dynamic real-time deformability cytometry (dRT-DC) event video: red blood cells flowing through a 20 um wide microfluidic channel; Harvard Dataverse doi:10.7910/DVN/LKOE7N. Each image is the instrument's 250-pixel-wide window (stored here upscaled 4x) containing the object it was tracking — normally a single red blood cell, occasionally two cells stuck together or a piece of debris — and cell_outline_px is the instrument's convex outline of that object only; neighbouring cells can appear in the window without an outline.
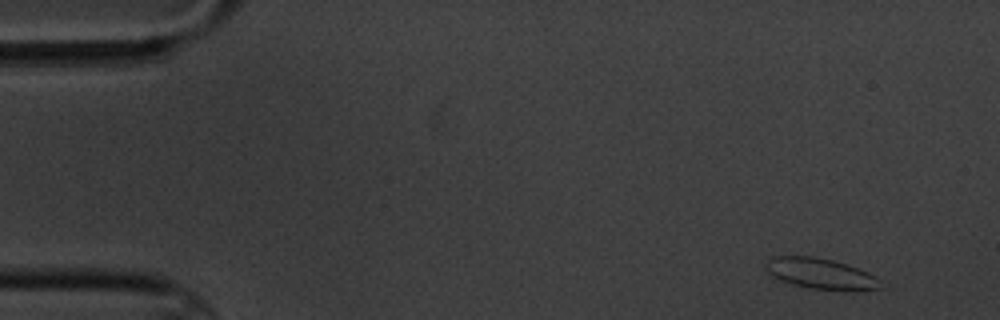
{"species": "common noctule bat (a hibernating species)", "species_latin": "Nyctalus noctula", "temperature_condition": "cold", "stored_images_in_passage": 5, "camera_frame_rate_fps": 3000, "um_per_image_px": 0.085, "animal": {"sex": "male", "body_mass_g": 20.1, "forearm_length_mm": 53.5}, "frame": {"image": 1, "passage_image": 1, "time_ms": 0.0, "image_size_px": [1000, 320], "cell_outline_px": [[880, 288], [808, 288], [792, 284], [764, 272], [764, 264], [772, 256], [812, 256], [832, 260], [848, 264], [876, 276], [880, 280]], "centroid_in_image_um": [69.63, 23.2], "position_along_channel_um": 15.4, "area_um2": 19.88}}